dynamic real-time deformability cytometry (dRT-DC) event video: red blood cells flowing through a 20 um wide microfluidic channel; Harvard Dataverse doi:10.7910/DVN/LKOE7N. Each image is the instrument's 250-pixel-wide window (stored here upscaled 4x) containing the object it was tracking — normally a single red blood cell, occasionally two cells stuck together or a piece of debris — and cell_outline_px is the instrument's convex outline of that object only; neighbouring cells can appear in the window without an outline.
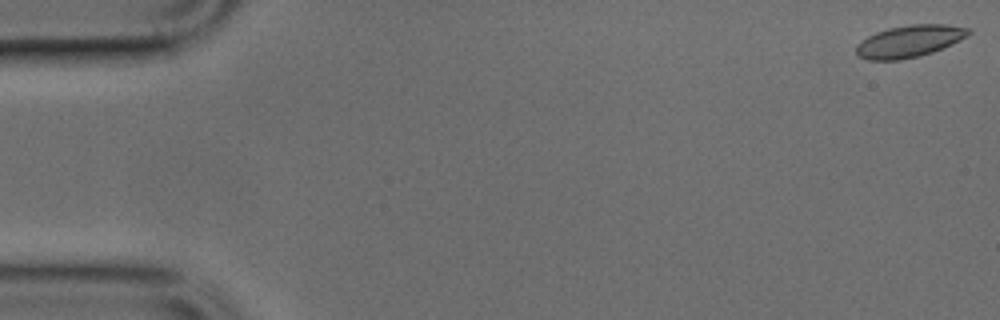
{"species": "common noctule bat (a hibernating species)", "species_latin": "Nyctalus noctula", "temperature_condition": "cold", "stored_images_in_passage": 49, "camera_frame_rate_fps": 3000, "um_per_image_px": 0.085, "animal": {"sex": "male", "body_mass_g": 17.9, "forearm_length_mm": 54.2}, "frame": {"image": 1, "passage_image": 1, "time_ms": 0.0, "image_size_px": [1000, 320], "cell_outline_px": [[972, 32], [968, 36], [952, 44], [932, 52], [920, 56], [900, 60], [868, 60], [860, 56], [856, 52], [856, 44], [860, 40], [876, 32], [888, 28], [908, 24], [944, 24], [968, 28]], "centroid_in_image_um": [77.29, 3.5], "position_along_channel_um": 7.7, "area_um2": 21.04}}
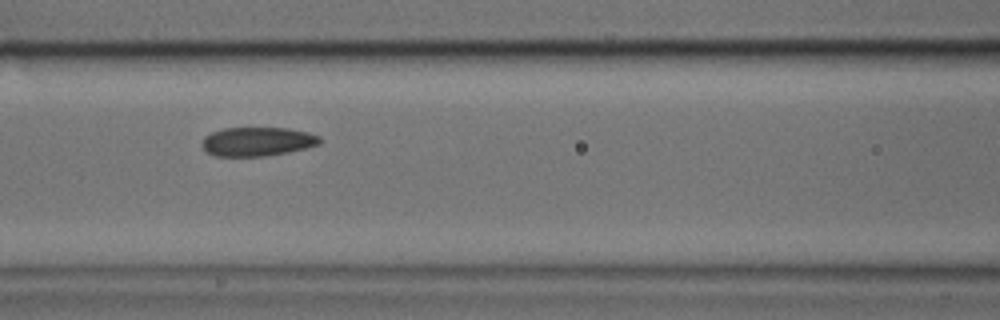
{"frame": {"image": 2, "passage_image": 21, "time_ms": 6.667, "image_size_px": [1000, 320], "cell_outline_px": [[324, 140], [320, 144], [288, 152], [264, 156], [216, 156], [208, 152], [200, 144], [204, 136], [212, 132], [224, 128], [288, 128], [308, 132], [320, 136]], "centroid_in_image_um": [21.89, 12.03], "position_along_channel_um": 144.7, "area_um2": 19.94}}
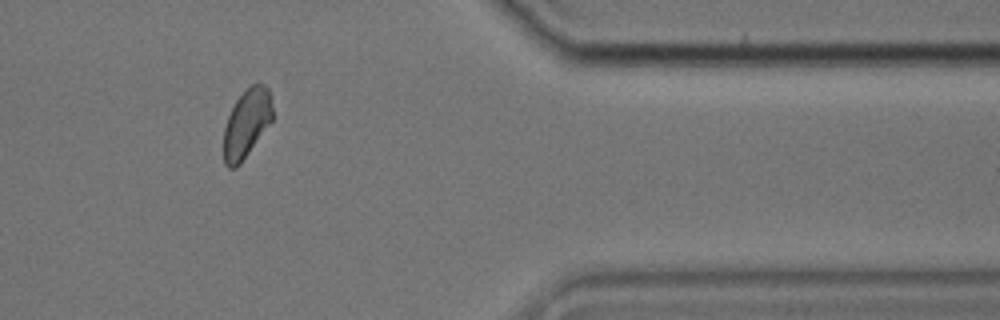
{"frame": {"image": 3, "passage_image": 41, "time_ms": 13.333, "image_size_px": [1000, 320], "cell_outline_px": [[272, 120], [240, 164], [236, 168], [228, 168], [224, 164], [224, 128], [228, 116], [236, 100], [252, 84], [264, 84], [268, 88], [272, 96]], "centroid_in_image_um": [20.96, 10.49], "position_along_channel_um": 390.4, "area_um2": 19.31}}